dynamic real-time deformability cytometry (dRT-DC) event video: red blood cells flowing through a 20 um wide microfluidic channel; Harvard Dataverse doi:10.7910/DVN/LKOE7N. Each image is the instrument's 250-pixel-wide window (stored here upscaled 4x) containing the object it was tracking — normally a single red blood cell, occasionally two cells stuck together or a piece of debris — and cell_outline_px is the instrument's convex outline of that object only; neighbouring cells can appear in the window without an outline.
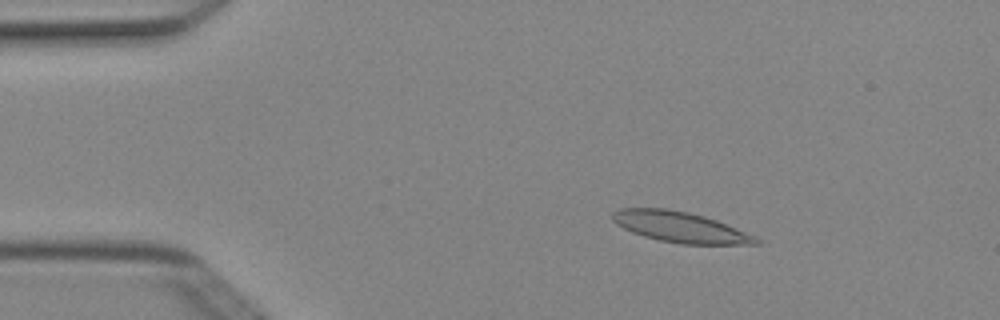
{"species": "Egyptian fruit bat (a non-hibernating species)", "species_latin": "Rousettus aegyptiacus", "temperature_condition": "cold", "stored_images_in_passage": 6, "camera_frame_rate_fps": 3000, "um_per_image_px": 0.085, "animal": {"sex": "female"}, "frame": {"image": 1, "passage_image": 3, "time_ms": 0.667, "image_size_px": [1000, 320], "cell_outline_px": [[760, 244], [680, 244], [660, 240], [644, 236], [632, 232], [616, 224], [612, 220], [612, 212], [620, 208], [668, 208], [688, 212], [704, 216], [716, 220], [756, 236], [760, 240]], "centroid_in_image_um": [57.8, 19.29], "position_along_channel_um": 27.2, "area_um2": 25.55}}
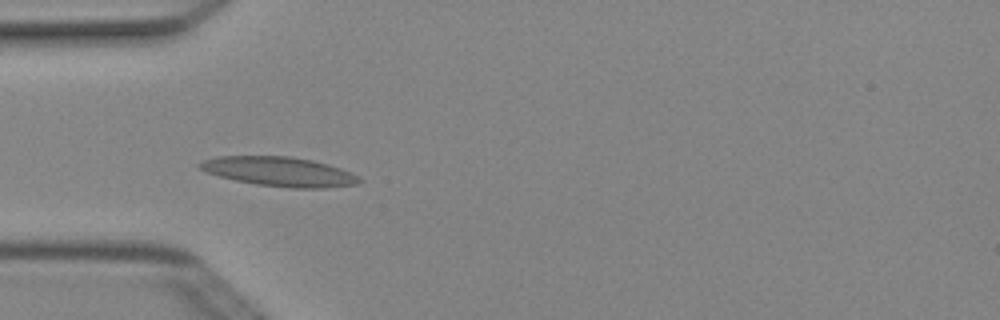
{"frame": {"image": 2, "passage_image": 5, "time_ms": 1.333, "image_size_px": [1000, 320], "cell_outline_px": [[364, 180], [360, 184], [324, 188], [292, 188], [256, 184], [236, 180], [220, 176], [208, 172], [200, 168], [196, 164], [204, 160], [216, 156], [288, 156], [312, 160], [328, 164], [340, 168]], "centroid_in_image_um": [23.76, 14.58], "position_along_channel_um": 61.2, "area_um2": 27.17}}
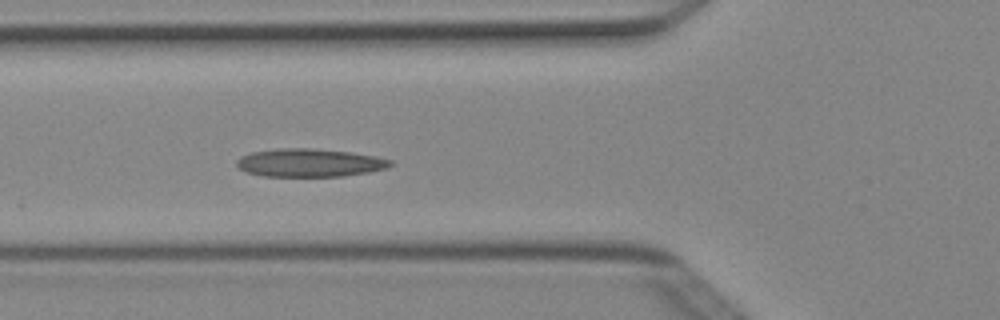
{"frame": {"image": 3, "passage_image": 6, "time_ms": 1.667, "image_size_px": [1000, 320], "cell_outline_px": [[396, 164], [388, 168], [368, 172], [344, 176], [264, 176], [248, 172], [240, 168], [236, 164], [236, 160], [240, 156], [252, 152], [280, 148], [312, 148], [348, 152], [376, 156], [392, 160]], "centroid_in_image_um": [26.36, 13.83], "position_along_channel_um": 99.4, "area_um2": 25.2}}